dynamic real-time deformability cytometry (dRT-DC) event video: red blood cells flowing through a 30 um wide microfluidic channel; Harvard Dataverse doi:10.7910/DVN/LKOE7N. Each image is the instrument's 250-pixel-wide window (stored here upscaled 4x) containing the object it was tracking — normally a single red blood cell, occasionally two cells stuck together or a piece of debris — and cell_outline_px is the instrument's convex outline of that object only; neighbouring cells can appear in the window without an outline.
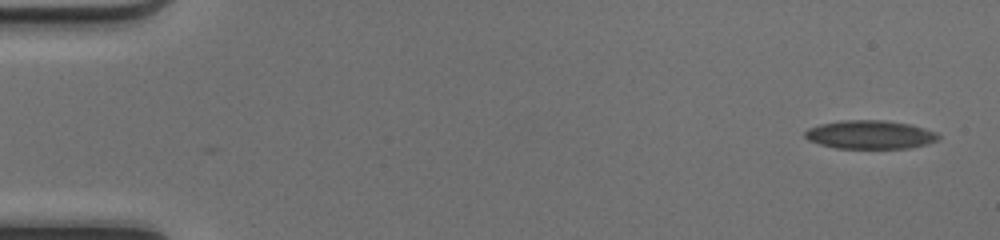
{"species": "common noctule bat (a hibernating species)", "species_latin": "Nyctalus noctula", "temperature_condition": "cold", "stored_images_in_passage": 2, "camera_frame_rate_fps": 3000, "um_per_image_px": 0.085, "animal": {"sex": "female", "body_mass_g": 17.0, "forearm_length_mm": 48.0}, "frame": {"image": 1, "passage_image": 2, "time_ms": 0.333, "image_size_px": [1000, 240], "cell_outline_px": [[940, 140], [908, 148], [836, 148], [820, 144], [808, 140], [804, 136], [804, 132], [808, 128], [824, 124], [844, 120], [884, 120], [908, 124], [936, 132], [940, 136]], "centroid_in_image_um": [73.95, 11.45], "position_along_channel_um": 11.0, "area_um2": 21.91}}